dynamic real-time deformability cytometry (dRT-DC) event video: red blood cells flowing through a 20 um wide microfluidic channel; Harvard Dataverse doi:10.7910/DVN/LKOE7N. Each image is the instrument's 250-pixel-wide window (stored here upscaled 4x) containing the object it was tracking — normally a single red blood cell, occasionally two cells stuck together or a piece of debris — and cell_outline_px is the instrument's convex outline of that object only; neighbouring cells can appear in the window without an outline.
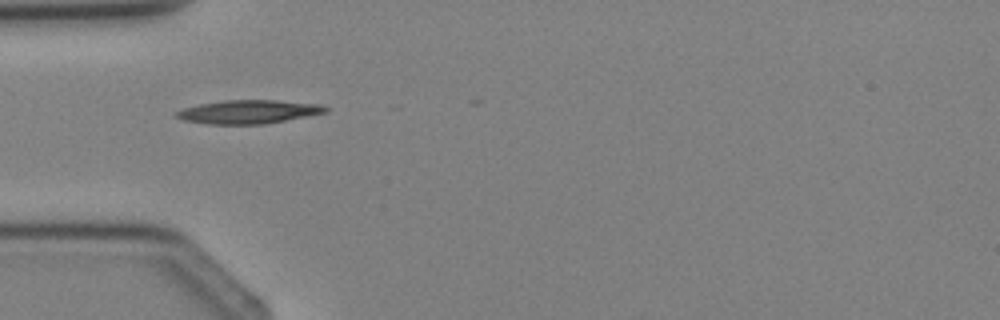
{"species": "Egyptian fruit bat (a non-hibernating species)", "species_latin": "Rousettus aegyptiacus", "temperature_condition": "cold", "stored_images_in_passage": 3, "camera_frame_rate_fps": 3000, "um_per_image_px": 0.085, "animal": {"sex": "female"}, "frame": {"image": 1, "passage_image": 2, "time_ms": 1.333, "image_size_px": [1000, 320], "cell_outline_px": [[328, 112], [264, 124], [204, 124], [184, 120], [172, 116], [176, 112], [184, 108], [200, 104], [224, 100], [276, 100], [320, 104], [328, 108]], "centroid_in_image_um": [21.1, 9.5], "position_along_channel_um": 63.9, "area_um2": 20.46}}
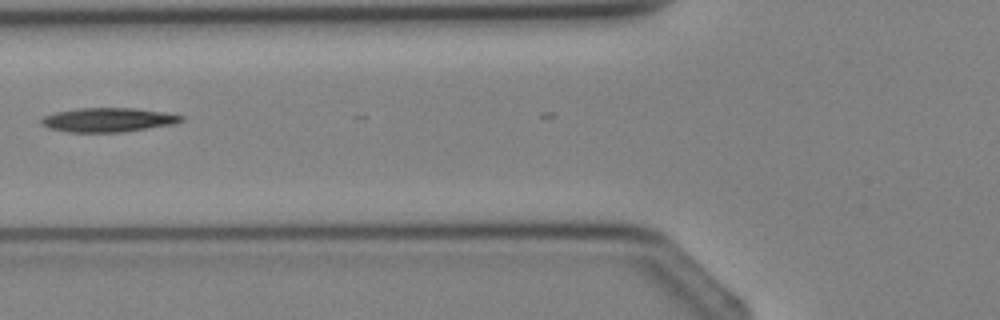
{"frame": {"image": 2, "passage_image": 3, "time_ms": 2.333, "image_size_px": [1000, 320], "cell_outline_px": [[184, 120], [172, 124], [124, 132], [68, 132], [48, 128], [40, 120], [44, 116], [56, 112], [80, 108], [132, 108], [160, 112], [184, 116]], "centroid_in_image_um": [9.17, 10.19], "position_along_channel_um": 116.6, "area_um2": 19.36}}